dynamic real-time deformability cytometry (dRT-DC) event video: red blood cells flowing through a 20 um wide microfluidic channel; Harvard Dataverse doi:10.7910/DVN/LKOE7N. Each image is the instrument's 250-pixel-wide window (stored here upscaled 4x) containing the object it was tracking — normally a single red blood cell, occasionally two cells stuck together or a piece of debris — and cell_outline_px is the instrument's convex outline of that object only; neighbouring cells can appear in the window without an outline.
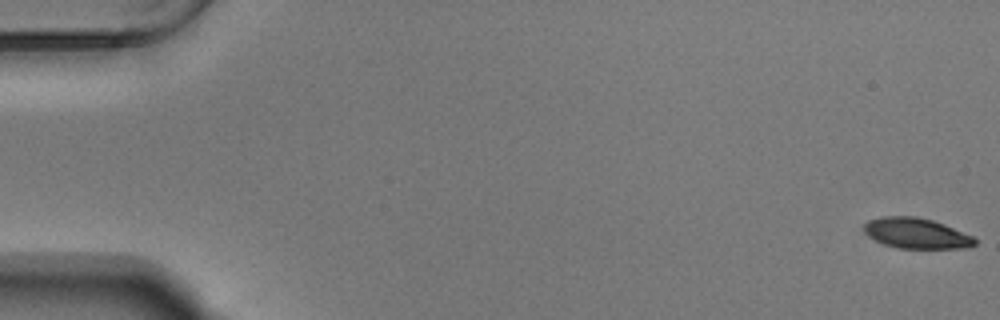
{"species": "Egyptian fruit bat (a non-hibernating species)", "species_latin": "Rousettus aegyptiacus", "temperature_condition": "warm", "stored_images_in_passage": 45, "camera_frame_rate_fps": 3000, "um_per_image_px": 0.085, "animal": {"sex": "male"}, "frame": {"image": 1, "passage_image": 1, "time_ms": 0.0, "image_size_px": [1000, 320], "cell_outline_px": [[976, 244], [968, 248], [896, 248], [872, 240], [864, 232], [864, 224], [868, 220], [880, 216], [916, 216], [932, 220], [944, 224], [972, 236], [976, 240]], "centroid_in_image_um": [77.84, 19.83], "position_along_channel_um": 7.2, "area_um2": 19.83}}
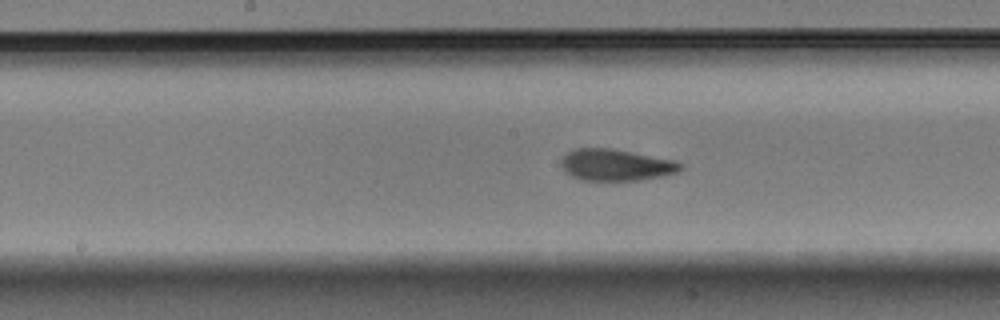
{"frame": {"image": 2, "passage_image": 29, "time_ms": 9.333, "image_size_px": [1000, 320], "cell_outline_px": [[684, 168], [676, 172], [660, 176], [640, 180], [584, 180], [572, 176], [564, 172], [560, 164], [564, 156], [568, 152], [576, 148], [612, 148], [676, 160], [684, 164]], "centroid_in_image_um": [52.37, 14.01], "position_along_channel_um": 195.8, "area_um2": 22.02}}
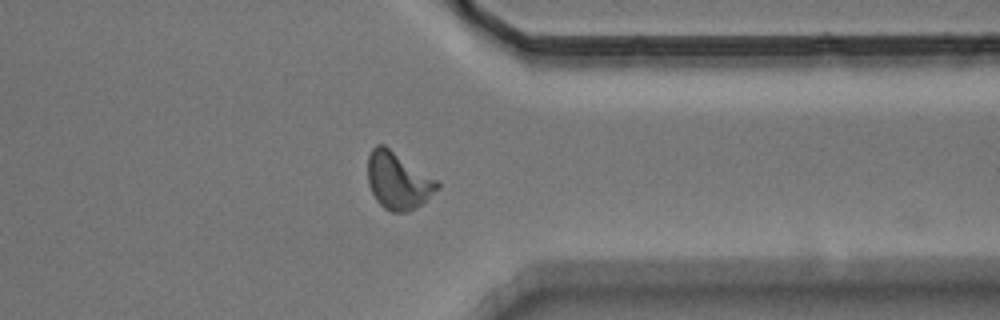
{"frame": {"image": 3, "passage_image": 44, "time_ms": 14.333, "image_size_px": [1000, 320], "cell_outline_px": [[440, 188], [416, 208], [404, 212], [392, 212], [384, 208], [376, 200], [368, 184], [368, 156], [372, 148], [376, 144], [384, 144], [436, 180], [440, 184]], "centroid_in_image_um": [33.81, 15.36], "position_along_channel_um": 377.6, "area_um2": 22.89}}